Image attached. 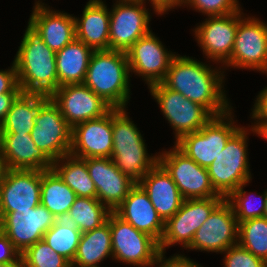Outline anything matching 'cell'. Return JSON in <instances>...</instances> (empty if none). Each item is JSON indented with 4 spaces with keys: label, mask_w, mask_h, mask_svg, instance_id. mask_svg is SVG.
<instances>
[{
    "label": "cell",
    "mask_w": 267,
    "mask_h": 267,
    "mask_svg": "<svg viewBox=\"0 0 267 267\" xmlns=\"http://www.w3.org/2000/svg\"><path fill=\"white\" fill-rule=\"evenodd\" d=\"M264 218H267V189L265 190V208H264Z\"/></svg>",
    "instance_id": "c3c4849f"
},
{
    "label": "cell",
    "mask_w": 267,
    "mask_h": 267,
    "mask_svg": "<svg viewBox=\"0 0 267 267\" xmlns=\"http://www.w3.org/2000/svg\"><path fill=\"white\" fill-rule=\"evenodd\" d=\"M77 195L53 170H42L40 204L45 206L57 220L65 219Z\"/></svg>",
    "instance_id": "f546056e"
},
{
    "label": "cell",
    "mask_w": 267,
    "mask_h": 267,
    "mask_svg": "<svg viewBox=\"0 0 267 267\" xmlns=\"http://www.w3.org/2000/svg\"><path fill=\"white\" fill-rule=\"evenodd\" d=\"M239 223L232 206L224 199L198 228L187 249L223 253L238 244Z\"/></svg>",
    "instance_id": "9a60e30c"
},
{
    "label": "cell",
    "mask_w": 267,
    "mask_h": 267,
    "mask_svg": "<svg viewBox=\"0 0 267 267\" xmlns=\"http://www.w3.org/2000/svg\"><path fill=\"white\" fill-rule=\"evenodd\" d=\"M138 184L148 194L149 200L164 222L180 209L184 199L170 174L159 162Z\"/></svg>",
    "instance_id": "cb8c5ba5"
},
{
    "label": "cell",
    "mask_w": 267,
    "mask_h": 267,
    "mask_svg": "<svg viewBox=\"0 0 267 267\" xmlns=\"http://www.w3.org/2000/svg\"><path fill=\"white\" fill-rule=\"evenodd\" d=\"M252 116L254 120H267V87L258 94L253 105Z\"/></svg>",
    "instance_id": "b9f144b4"
},
{
    "label": "cell",
    "mask_w": 267,
    "mask_h": 267,
    "mask_svg": "<svg viewBox=\"0 0 267 267\" xmlns=\"http://www.w3.org/2000/svg\"><path fill=\"white\" fill-rule=\"evenodd\" d=\"M72 128L62 116L58 105L49 97L39 108L30 132L37 148L52 161L70 154Z\"/></svg>",
    "instance_id": "4fadbf2b"
},
{
    "label": "cell",
    "mask_w": 267,
    "mask_h": 267,
    "mask_svg": "<svg viewBox=\"0 0 267 267\" xmlns=\"http://www.w3.org/2000/svg\"><path fill=\"white\" fill-rule=\"evenodd\" d=\"M226 67L251 69L267 74V24L259 18L244 17L238 22L234 45Z\"/></svg>",
    "instance_id": "30bf717a"
},
{
    "label": "cell",
    "mask_w": 267,
    "mask_h": 267,
    "mask_svg": "<svg viewBox=\"0 0 267 267\" xmlns=\"http://www.w3.org/2000/svg\"><path fill=\"white\" fill-rule=\"evenodd\" d=\"M114 212L140 232L150 235L158 243L161 241L165 222L158 215L148 194L138 183Z\"/></svg>",
    "instance_id": "603a6c76"
},
{
    "label": "cell",
    "mask_w": 267,
    "mask_h": 267,
    "mask_svg": "<svg viewBox=\"0 0 267 267\" xmlns=\"http://www.w3.org/2000/svg\"><path fill=\"white\" fill-rule=\"evenodd\" d=\"M182 5H189L207 16L228 15L241 9L238 0H183Z\"/></svg>",
    "instance_id": "8d00e7d4"
},
{
    "label": "cell",
    "mask_w": 267,
    "mask_h": 267,
    "mask_svg": "<svg viewBox=\"0 0 267 267\" xmlns=\"http://www.w3.org/2000/svg\"><path fill=\"white\" fill-rule=\"evenodd\" d=\"M110 212L97 198L77 197L64 220L85 233L104 224Z\"/></svg>",
    "instance_id": "1f68e13d"
},
{
    "label": "cell",
    "mask_w": 267,
    "mask_h": 267,
    "mask_svg": "<svg viewBox=\"0 0 267 267\" xmlns=\"http://www.w3.org/2000/svg\"><path fill=\"white\" fill-rule=\"evenodd\" d=\"M102 0H89L82 16L75 18L76 39L94 51L109 50L110 12Z\"/></svg>",
    "instance_id": "484cf974"
},
{
    "label": "cell",
    "mask_w": 267,
    "mask_h": 267,
    "mask_svg": "<svg viewBox=\"0 0 267 267\" xmlns=\"http://www.w3.org/2000/svg\"><path fill=\"white\" fill-rule=\"evenodd\" d=\"M13 63L22 92L51 96L58 89L56 53L29 22Z\"/></svg>",
    "instance_id": "7a4b0ae2"
},
{
    "label": "cell",
    "mask_w": 267,
    "mask_h": 267,
    "mask_svg": "<svg viewBox=\"0 0 267 267\" xmlns=\"http://www.w3.org/2000/svg\"><path fill=\"white\" fill-rule=\"evenodd\" d=\"M36 1L29 23L42 36L43 42L55 53L76 38L75 18L68 13L53 11Z\"/></svg>",
    "instance_id": "7402d4cb"
},
{
    "label": "cell",
    "mask_w": 267,
    "mask_h": 267,
    "mask_svg": "<svg viewBox=\"0 0 267 267\" xmlns=\"http://www.w3.org/2000/svg\"><path fill=\"white\" fill-rule=\"evenodd\" d=\"M86 166L95 184L97 199L110 211H115L136 182L123 174L111 158H87Z\"/></svg>",
    "instance_id": "44dd1931"
},
{
    "label": "cell",
    "mask_w": 267,
    "mask_h": 267,
    "mask_svg": "<svg viewBox=\"0 0 267 267\" xmlns=\"http://www.w3.org/2000/svg\"><path fill=\"white\" fill-rule=\"evenodd\" d=\"M209 64L177 54L171 61L161 82L165 87L181 93L185 98L202 105L213 117L229 112L232 107L224 88V71ZM224 91V92H223Z\"/></svg>",
    "instance_id": "6da1fadb"
},
{
    "label": "cell",
    "mask_w": 267,
    "mask_h": 267,
    "mask_svg": "<svg viewBox=\"0 0 267 267\" xmlns=\"http://www.w3.org/2000/svg\"><path fill=\"white\" fill-rule=\"evenodd\" d=\"M159 154L158 162L170 174L184 200L222 197L214 190L207 168L198 165L175 144L172 150Z\"/></svg>",
    "instance_id": "9c48e42d"
},
{
    "label": "cell",
    "mask_w": 267,
    "mask_h": 267,
    "mask_svg": "<svg viewBox=\"0 0 267 267\" xmlns=\"http://www.w3.org/2000/svg\"><path fill=\"white\" fill-rule=\"evenodd\" d=\"M81 234L82 232L77 227L60 219L44 233L43 239L56 253L72 263Z\"/></svg>",
    "instance_id": "d6a6232c"
},
{
    "label": "cell",
    "mask_w": 267,
    "mask_h": 267,
    "mask_svg": "<svg viewBox=\"0 0 267 267\" xmlns=\"http://www.w3.org/2000/svg\"><path fill=\"white\" fill-rule=\"evenodd\" d=\"M113 148L112 109L104 116L72 128L70 154L82 158H111Z\"/></svg>",
    "instance_id": "ffe728a7"
},
{
    "label": "cell",
    "mask_w": 267,
    "mask_h": 267,
    "mask_svg": "<svg viewBox=\"0 0 267 267\" xmlns=\"http://www.w3.org/2000/svg\"><path fill=\"white\" fill-rule=\"evenodd\" d=\"M224 199L211 197L183 200L177 213L165 222L164 234L159 242L160 251L165 253L167 247L177 243L187 249L198 228Z\"/></svg>",
    "instance_id": "8fae6325"
},
{
    "label": "cell",
    "mask_w": 267,
    "mask_h": 267,
    "mask_svg": "<svg viewBox=\"0 0 267 267\" xmlns=\"http://www.w3.org/2000/svg\"><path fill=\"white\" fill-rule=\"evenodd\" d=\"M254 124L251 131L267 140V120H256Z\"/></svg>",
    "instance_id": "f6af8a7d"
},
{
    "label": "cell",
    "mask_w": 267,
    "mask_h": 267,
    "mask_svg": "<svg viewBox=\"0 0 267 267\" xmlns=\"http://www.w3.org/2000/svg\"><path fill=\"white\" fill-rule=\"evenodd\" d=\"M113 260L138 267H153L161 254L159 243L140 232L114 211L110 212Z\"/></svg>",
    "instance_id": "52a82bcc"
},
{
    "label": "cell",
    "mask_w": 267,
    "mask_h": 267,
    "mask_svg": "<svg viewBox=\"0 0 267 267\" xmlns=\"http://www.w3.org/2000/svg\"><path fill=\"white\" fill-rule=\"evenodd\" d=\"M21 258L24 267H68L70 264L66 258L56 253L44 239L28 247L21 253Z\"/></svg>",
    "instance_id": "e575fe53"
},
{
    "label": "cell",
    "mask_w": 267,
    "mask_h": 267,
    "mask_svg": "<svg viewBox=\"0 0 267 267\" xmlns=\"http://www.w3.org/2000/svg\"><path fill=\"white\" fill-rule=\"evenodd\" d=\"M56 217L43 205L33 209L0 213V230L15 248L23 253L28 247L43 239L44 233L54 225Z\"/></svg>",
    "instance_id": "5bb4252c"
},
{
    "label": "cell",
    "mask_w": 267,
    "mask_h": 267,
    "mask_svg": "<svg viewBox=\"0 0 267 267\" xmlns=\"http://www.w3.org/2000/svg\"><path fill=\"white\" fill-rule=\"evenodd\" d=\"M117 1H142V0H117Z\"/></svg>",
    "instance_id": "816d5d0a"
},
{
    "label": "cell",
    "mask_w": 267,
    "mask_h": 267,
    "mask_svg": "<svg viewBox=\"0 0 267 267\" xmlns=\"http://www.w3.org/2000/svg\"><path fill=\"white\" fill-rule=\"evenodd\" d=\"M243 12L223 16H208L193 31L205 56L223 65L230 59L236 30Z\"/></svg>",
    "instance_id": "e0dca14e"
},
{
    "label": "cell",
    "mask_w": 267,
    "mask_h": 267,
    "mask_svg": "<svg viewBox=\"0 0 267 267\" xmlns=\"http://www.w3.org/2000/svg\"><path fill=\"white\" fill-rule=\"evenodd\" d=\"M164 255L165 253L162 252L159 255L158 260L155 263L158 267H203L184 255L176 254L168 259H165Z\"/></svg>",
    "instance_id": "60d3db41"
},
{
    "label": "cell",
    "mask_w": 267,
    "mask_h": 267,
    "mask_svg": "<svg viewBox=\"0 0 267 267\" xmlns=\"http://www.w3.org/2000/svg\"><path fill=\"white\" fill-rule=\"evenodd\" d=\"M238 244L267 262V218H254L240 222Z\"/></svg>",
    "instance_id": "836d02e7"
},
{
    "label": "cell",
    "mask_w": 267,
    "mask_h": 267,
    "mask_svg": "<svg viewBox=\"0 0 267 267\" xmlns=\"http://www.w3.org/2000/svg\"><path fill=\"white\" fill-rule=\"evenodd\" d=\"M161 112L175 130V142L183 135L199 131L213 116L181 93L156 83L148 87Z\"/></svg>",
    "instance_id": "ba28073f"
},
{
    "label": "cell",
    "mask_w": 267,
    "mask_h": 267,
    "mask_svg": "<svg viewBox=\"0 0 267 267\" xmlns=\"http://www.w3.org/2000/svg\"><path fill=\"white\" fill-rule=\"evenodd\" d=\"M164 47L151 30L126 51L130 72L143 77L148 87L164 80L176 56Z\"/></svg>",
    "instance_id": "2e32d148"
},
{
    "label": "cell",
    "mask_w": 267,
    "mask_h": 267,
    "mask_svg": "<svg viewBox=\"0 0 267 267\" xmlns=\"http://www.w3.org/2000/svg\"><path fill=\"white\" fill-rule=\"evenodd\" d=\"M93 52L94 50L76 38L56 52L58 88L84 83Z\"/></svg>",
    "instance_id": "4316f807"
},
{
    "label": "cell",
    "mask_w": 267,
    "mask_h": 267,
    "mask_svg": "<svg viewBox=\"0 0 267 267\" xmlns=\"http://www.w3.org/2000/svg\"><path fill=\"white\" fill-rule=\"evenodd\" d=\"M0 158H2V131L0 129Z\"/></svg>",
    "instance_id": "681fc988"
},
{
    "label": "cell",
    "mask_w": 267,
    "mask_h": 267,
    "mask_svg": "<svg viewBox=\"0 0 267 267\" xmlns=\"http://www.w3.org/2000/svg\"><path fill=\"white\" fill-rule=\"evenodd\" d=\"M50 97L71 128L87 120L100 118L112 109L84 83L60 86Z\"/></svg>",
    "instance_id": "ac0fdd59"
},
{
    "label": "cell",
    "mask_w": 267,
    "mask_h": 267,
    "mask_svg": "<svg viewBox=\"0 0 267 267\" xmlns=\"http://www.w3.org/2000/svg\"><path fill=\"white\" fill-rule=\"evenodd\" d=\"M50 96L21 92L13 101L0 126L2 134H30L40 106Z\"/></svg>",
    "instance_id": "83f0119b"
},
{
    "label": "cell",
    "mask_w": 267,
    "mask_h": 267,
    "mask_svg": "<svg viewBox=\"0 0 267 267\" xmlns=\"http://www.w3.org/2000/svg\"><path fill=\"white\" fill-rule=\"evenodd\" d=\"M231 111L212 117L199 131L183 135L175 145L198 165L208 168L240 128L234 125Z\"/></svg>",
    "instance_id": "8992f818"
},
{
    "label": "cell",
    "mask_w": 267,
    "mask_h": 267,
    "mask_svg": "<svg viewBox=\"0 0 267 267\" xmlns=\"http://www.w3.org/2000/svg\"><path fill=\"white\" fill-rule=\"evenodd\" d=\"M21 92L14 63L7 70H0V94Z\"/></svg>",
    "instance_id": "f35d334b"
},
{
    "label": "cell",
    "mask_w": 267,
    "mask_h": 267,
    "mask_svg": "<svg viewBox=\"0 0 267 267\" xmlns=\"http://www.w3.org/2000/svg\"><path fill=\"white\" fill-rule=\"evenodd\" d=\"M68 267H91V266H80V265H76V264L70 263L68 265Z\"/></svg>",
    "instance_id": "f907efd6"
},
{
    "label": "cell",
    "mask_w": 267,
    "mask_h": 267,
    "mask_svg": "<svg viewBox=\"0 0 267 267\" xmlns=\"http://www.w3.org/2000/svg\"><path fill=\"white\" fill-rule=\"evenodd\" d=\"M21 259V253L0 230V263H11Z\"/></svg>",
    "instance_id": "ab89813d"
},
{
    "label": "cell",
    "mask_w": 267,
    "mask_h": 267,
    "mask_svg": "<svg viewBox=\"0 0 267 267\" xmlns=\"http://www.w3.org/2000/svg\"><path fill=\"white\" fill-rule=\"evenodd\" d=\"M2 158L7 169L48 170L53 161L37 148L30 134H2Z\"/></svg>",
    "instance_id": "d4e9b609"
},
{
    "label": "cell",
    "mask_w": 267,
    "mask_h": 267,
    "mask_svg": "<svg viewBox=\"0 0 267 267\" xmlns=\"http://www.w3.org/2000/svg\"><path fill=\"white\" fill-rule=\"evenodd\" d=\"M247 183L249 182L243 183L226 198V200L232 206L238 223L249 219L261 218L264 214L265 191L264 194L258 195V199L261 200L258 203L259 205L256 207L252 203L253 197H250L251 194H246V191H244V187L247 185Z\"/></svg>",
    "instance_id": "d590c367"
},
{
    "label": "cell",
    "mask_w": 267,
    "mask_h": 267,
    "mask_svg": "<svg viewBox=\"0 0 267 267\" xmlns=\"http://www.w3.org/2000/svg\"><path fill=\"white\" fill-rule=\"evenodd\" d=\"M41 182L42 170L7 169L0 186V213L38 206Z\"/></svg>",
    "instance_id": "d6986e66"
},
{
    "label": "cell",
    "mask_w": 267,
    "mask_h": 267,
    "mask_svg": "<svg viewBox=\"0 0 267 267\" xmlns=\"http://www.w3.org/2000/svg\"><path fill=\"white\" fill-rule=\"evenodd\" d=\"M113 258L110 231V213L107 221L100 227L81 234L73 264L100 267L107 257Z\"/></svg>",
    "instance_id": "f1b7e54d"
},
{
    "label": "cell",
    "mask_w": 267,
    "mask_h": 267,
    "mask_svg": "<svg viewBox=\"0 0 267 267\" xmlns=\"http://www.w3.org/2000/svg\"><path fill=\"white\" fill-rule=\"evenodd\" d=\"M130 77L126 52L99 50L91 56L84 84L112 108H126Z\"/></svg>",
    "instance_id": "3957f363"
},
{
    "label": "cell",
    "mask_w": 267,
    "mask_h": 267,
    "mask_svg": "<svg viewBox=\"0 0 267 267\" xmlns=\"http://www.w3.org/2000/svg\"><path fill=\"white\" fill-rule=\"evenodd\" d=\"M20 93H2L0 94V126L3 123L6 114L11 108L13 101Z\"/></svg>",
    "instance_id": "ee69618b"
},
{
    "label": "cell",
    "mask_w": 267,
    "mask_h": 267,
    "mask_svg": "<svg viewBox=\"0 0 267 267\" xmlns=\"http://www.w3.org/2000/svg\"><path fill=\"white\" fill-rule=\"evenodd\" d=\"M146 1V0H145ZM152 4L155 14L162 15L167 11H171L170 9H174L175 7L182 6L183 0H149Z\"/></svg>",
    "instance_id": "7bdbcfd3"
},
{
    "label": "cell",
    "mask_w": 267,
    "mask_h": 267,
    "mask_svg": "<svg viewBox=\"0 0 267 267\" xmlns=\"http://www.w3.org/2000/svg\"><path fill=\"white\" fill-rule=\"evenodd\" d=\"M246 129L240 127L207 168L214 190L225 199L243 183L250 182L252 178L247 156V134L251 128Z\"/></svg>",
    "instance_id": "5b68a950"
},
{
    "label": "cell",
    "mask_w": 267,
    "mask_h": 267,
    "mask_svg": "<svg viewBox=\"0 0 267 267\" xmlns=\"http://www.w3.org/2000/svg\"><path fill=\"white\" fill-rule=\"evenodd\" d=\"M112 129L111 159L123 174L138 183L158 162V155L148 154L145 140L126 108H112Z\"/></svg>",
    "instance_id": "277c9868"
},
{
    "label": "cell",
    "mask_w": 267,
    "mask_h": 267,
    "mask_svg": "<svg viewBox=\"0 0 267 267\" xmlns=\"http://www.w3.org/2000/svg\"><path fill=\"white\" fill-rule=\"evenodd\" d=\"M6 170H7V168H6V165H5L3 158H0V186H1V183L3 181Z\"/></svg>",
    "instance_id": "7dc6e473"
},
{
    "label": "cell",
    "mask_w": 267,
    "mask_h": 267,
    "mask_svg": "<svg viewBox=\"0 0 267 267\" xmlns=\"http://www.w3.org/2000/svg\"><path fill=\"white\" fill-rule=\"evenodd\" d=\"M224 267H267V262L256 257L239 244L229 247L224 251Z\"/></svg>",
    "instance_id": "74e56055"
},
{
    "label": "cell",
    "mask_w": 267,
    "mask_h": 267,
    "mask_svg": "<svg viewBox=\"0 0 267 267\" xmlns=\"http://www.w3.org/2000/svg\"><path fill=\"white\" fill-rule=\"evenodd\" d=\"M145 3V0H116L109 11V50L126 52L138 39L151 31V16Z\"/></svg>",
    "instance_id": "7c38bea8"
},
{
    "label": "cell",
    "mask_w": 267,
    "mask_h": 267,
    "mask_svg": "<svg viewBox=\"0 0 267 267\" xmlns=\"http://www.w3.org/2000/svg\"><path fill=\"white\" fill-rule=\"evenodd\" d=\"M52 169L77 197L97 198V190L89 175L86 159L68 154L53 161Z\"/></svg>",
    "instance_id": "4dcf8cb0"
},
{
    "label": "cell",
    "mask_w": 267,
    "mask_h": 267,
    "mask_svg": "<svg viewBox=\"0 0 267 267\" xmlns=\"http://www.w3.org/2000/svg\"><path fill=\"white\" fill-rule=\"evenodd\" d=\"M0 267H24L22 258L19 261L11 263H0Z\"/></svg>",
    "instance_id": "bcb514c9"
}]
</instances>
